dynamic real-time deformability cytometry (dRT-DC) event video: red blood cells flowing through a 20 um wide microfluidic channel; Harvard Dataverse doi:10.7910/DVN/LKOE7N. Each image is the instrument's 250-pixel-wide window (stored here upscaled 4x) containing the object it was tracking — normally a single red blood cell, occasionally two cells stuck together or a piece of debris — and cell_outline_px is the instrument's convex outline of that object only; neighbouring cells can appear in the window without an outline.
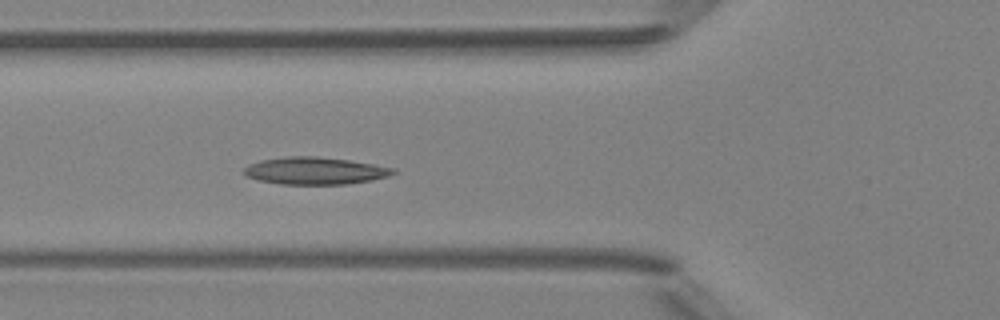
{"species": "Egyptian fruit bat (a non-hibernating species)", "species_latin": "Rousettus aegyptiacus", "temperature_condition": "room temperature", "stored_images_in_passage": 5, "camera_frame_rate_fps": 3000, "um_per_image_px": 0.085, "animal": {"sex": "female"}, "frame": {"image": 1, "passage_image": 5, "time_ms": 5.333, "image_size_px": [1000, 320], "cell_outline_px": [[400, 172], [388, 176], [372, 180], [348, 184], [280, 184], [260, 180], [244, 176], [244, 168], [248, 164], [260, 160], [288, 156], [316, 156], [348, 160], [396, 168]], "centroid_in_image_um": [26.79, 14.51], "position_along_channel_um": 99.0, "area_um2": 23.81}}